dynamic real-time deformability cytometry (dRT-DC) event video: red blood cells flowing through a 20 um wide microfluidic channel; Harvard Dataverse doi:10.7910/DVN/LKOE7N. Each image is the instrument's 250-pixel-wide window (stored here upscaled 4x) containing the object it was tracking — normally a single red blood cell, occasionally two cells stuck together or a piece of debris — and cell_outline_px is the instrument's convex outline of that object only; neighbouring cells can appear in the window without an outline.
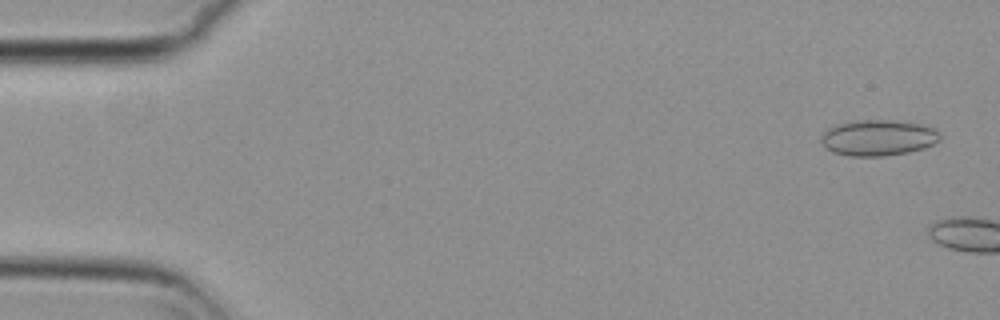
{"species": "common noctule bat (a hibernating species)", "species_latin": "Nyctalus noctula", "temperature_condition": "cold", "stored_images_in_passage": 5, "camera_frame_rate_fps": 3000, "um_per_image_px": 0.085, "animal": {"sex": "female", "body_mass_g": 29.2, "forearm_length_mm": 56.3}, "frame": {"image": 1, "passage_image": 2, "time_ms": 0.333, "image_size_px": [1000, 320], "cell_outline_px": [[940, 140], [924, 148], [908, 152], [884, 156], [848, 156], [832, 152], [820, 140], [820, 136], [828, 128], [836, 124], [856, 120], [896, 120], [920, 124], [932, 128], [940, 132]], "centroid_in_image_um": [74.63, 11.7], "position_along_channel_um": 10.4, "area_um2": 24.91}}